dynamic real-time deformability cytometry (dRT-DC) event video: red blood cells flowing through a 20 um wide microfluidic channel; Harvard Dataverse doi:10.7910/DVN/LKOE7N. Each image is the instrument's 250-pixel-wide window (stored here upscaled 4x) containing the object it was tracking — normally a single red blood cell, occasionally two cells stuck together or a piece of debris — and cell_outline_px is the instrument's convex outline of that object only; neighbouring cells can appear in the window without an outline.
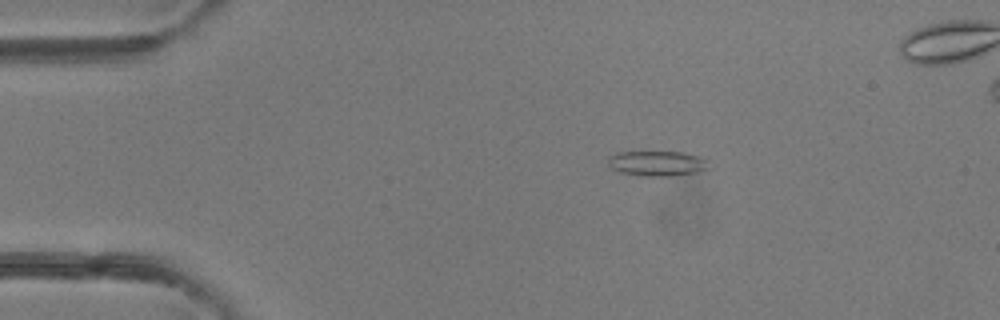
{"species": "common noctule bat (a hibernating species)", "species_latin": "Nyctalus noctula", "temperature_condition": "room temperature", "stored_images_in_passage": 3, "camera_frame_rate_fps": 3000, "um_per_image_px": 0.085, "animal": {"sex": "female"}, "frame": {"image": 1, "passage_image": 1, "time_ms": 0.0, "image_size_px": [1000, 320], "cell_outline_px": [[716, 168], [700, 172], [668, 176], [640, 176], [620, 172], [612, 168], [608, 164], [608, 156], [616, 152], [684, 152], [700, 156], [712, 160]], "centroid_in_image_um": [56.01, 13.89], "position_along_channel_um": 29.0, "area_um2": 15.43}}